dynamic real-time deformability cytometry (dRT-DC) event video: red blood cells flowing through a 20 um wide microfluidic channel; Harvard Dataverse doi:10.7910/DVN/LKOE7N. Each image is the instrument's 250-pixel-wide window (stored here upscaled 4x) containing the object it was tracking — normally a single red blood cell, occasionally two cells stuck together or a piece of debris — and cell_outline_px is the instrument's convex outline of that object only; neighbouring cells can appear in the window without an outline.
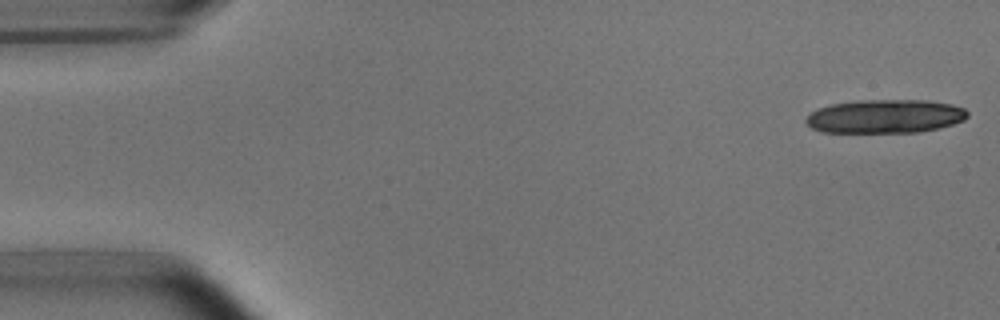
{"species": "common noctule bat (a hibernating species)", "species_latin": "Nyctalus noctula", "temperature_condition": "room temperature", "stored_images_in_passage": 21, "camera_frame_rate_fps": 3000, "um_per_image_px": 0.085, "animal": {"sex": "male", "body_mass_g": 15.6}, "frame": {"image": 1, "passage_image": 1, "time_ms": 0.0, "image_size_px": [1000, 320], "cell_outline_px": [[968, 116], [964, 120], [940, 128], [920, 132], [824, 132], [812, 128], [804, 120], [816, 108], [832, 104], [856, 100], [928, 100], [952, 104], [964, 108], [968, 112]], "centroid_in_image_um": [75.26, 9.88], "position_along_channel_um": 9.7, "area_um2": 31.79}}